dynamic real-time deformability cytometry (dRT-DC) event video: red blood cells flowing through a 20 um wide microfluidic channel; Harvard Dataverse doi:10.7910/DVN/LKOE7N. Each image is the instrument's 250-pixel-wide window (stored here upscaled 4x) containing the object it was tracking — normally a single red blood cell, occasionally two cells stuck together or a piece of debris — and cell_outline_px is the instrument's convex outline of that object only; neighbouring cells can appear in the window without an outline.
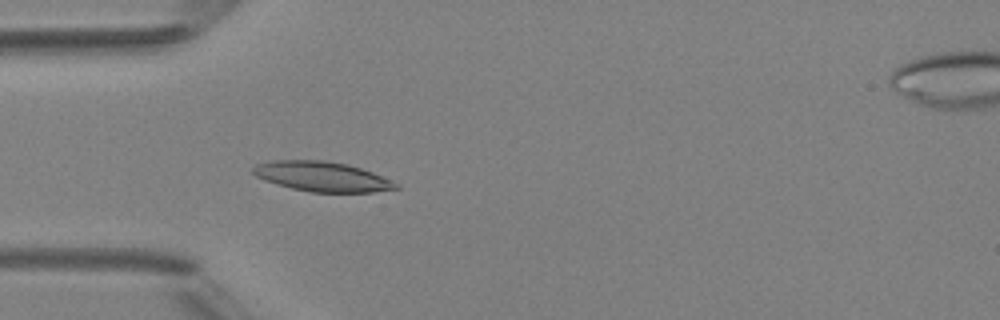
{"species": "Egyptian fruit bat (a non-hibernating species)", "species_latin": "Rousettus aegyptiacus", "temperature_condition": "room temperature", "stored_images_in_passage": 6, "camera_frame_rate_fps": 3000, "um_per_image_px": 0.085, "animal": {"sex": "female"}, "frame": {"image": 1, "passage_image": 5, "time_ms": 4.667, "image_size_px": [1000, 320], "cell_outline_px": [[400, 188], [372, 192], [312, 192], [292, 188], [276, 184], [264, 180], [256, 176], [252, 172], [252, 168], [256, 164], [272, 160], [324, 160], [348, 164], [372, 172], [400, 184]], "centroid_in_image_um": [27.37, 15.0], "position_along_channel_um": 57.6, "area_um2": 24.85}}